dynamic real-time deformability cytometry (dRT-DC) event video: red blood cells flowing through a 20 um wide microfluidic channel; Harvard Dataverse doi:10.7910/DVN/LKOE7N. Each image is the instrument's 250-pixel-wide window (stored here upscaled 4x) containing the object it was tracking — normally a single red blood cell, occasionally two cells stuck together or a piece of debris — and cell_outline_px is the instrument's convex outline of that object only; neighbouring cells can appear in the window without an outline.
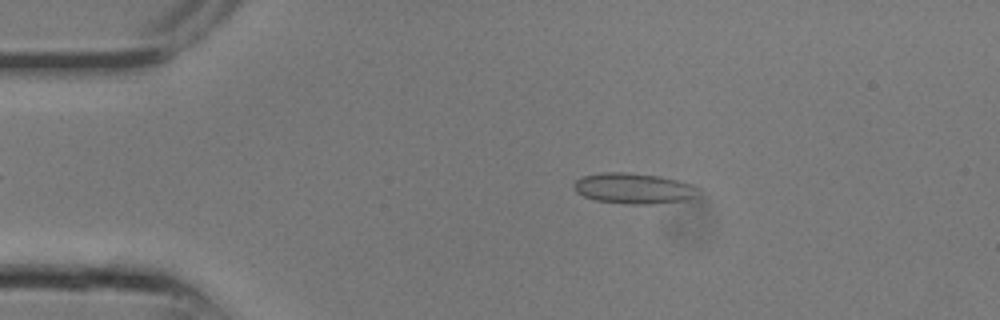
{"species": "common noctule bat (a hibernating species)", "species_latin": "Nyctalus noctula", "temperature_condition": "room temperature", "stored_images_in_passage": 13, "camera_frame_rate_fps": 3000, "um_per_image_px": 0.085, "animal": {"sex": "male", "body_mass_g": 13.3}, "frame": {"image": 1, "passage_image": 4, "time_ms": 1.0, "image_size_px": [1000, 320], "cell_outline_px": [[700, 196], [688, 200], [652, 204], [632, 204], [596, 200], [584, 196], [576, 192], [572, 184], [576, 180], [584, 176], [600, 172], [628, 172], [660, 176], [692, 184], [700, 188]], "centroid_in_image_um": [53.92, 16.01], "position_along_channel_um": 31.1, "area_um2": 22.48}}
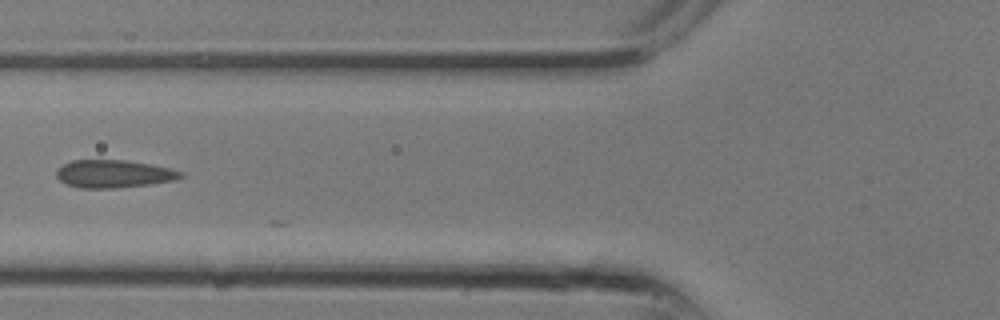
{"frame": {"image": 2, "passage_image": 9, "time_ms": 2.667, "image_size_px": [1000, 320], "cell_outline_px": [[184, 176], [172, 180], [148, 184], [112, 188], [80, 188], [68, 184], [60, 180], [56, 176], [56, 168], [72, 160], [128, 160], [152, 164], [172, 168], [184, 172]], "centroid_in_image_um": [9.67, 14.76], "position_along_channel_um": 116.1, "area_um2": 20.11}}
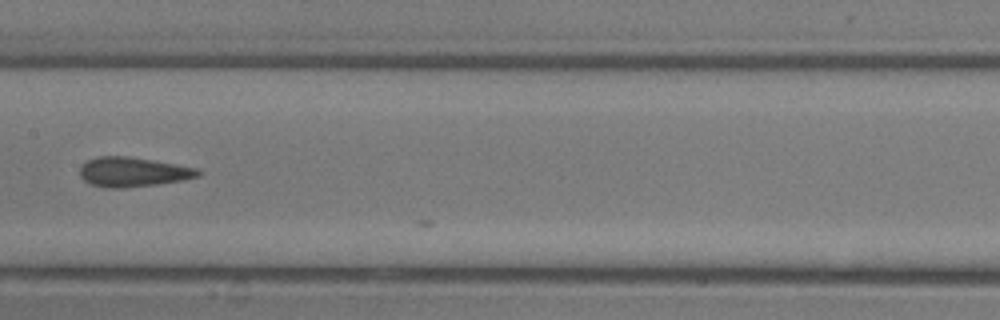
{"frame": {"image": 3, "passage_image": 12, "time_ms": 3.667, "image_size_px": [1000, 320], "cell_outline_px": [[204, 172], [200, 176], [184, 180], [160, 184], [124, 188], [108, 188], [92, 184], [84, 180], [80, 176], [80, 168], [88, 160], [96, 156], [128, 156], [200, 168]], "centroid_in_image_um": [11.37, 14.62], "position_along_channel_um": 196.0, "area_um2": 20.58}}